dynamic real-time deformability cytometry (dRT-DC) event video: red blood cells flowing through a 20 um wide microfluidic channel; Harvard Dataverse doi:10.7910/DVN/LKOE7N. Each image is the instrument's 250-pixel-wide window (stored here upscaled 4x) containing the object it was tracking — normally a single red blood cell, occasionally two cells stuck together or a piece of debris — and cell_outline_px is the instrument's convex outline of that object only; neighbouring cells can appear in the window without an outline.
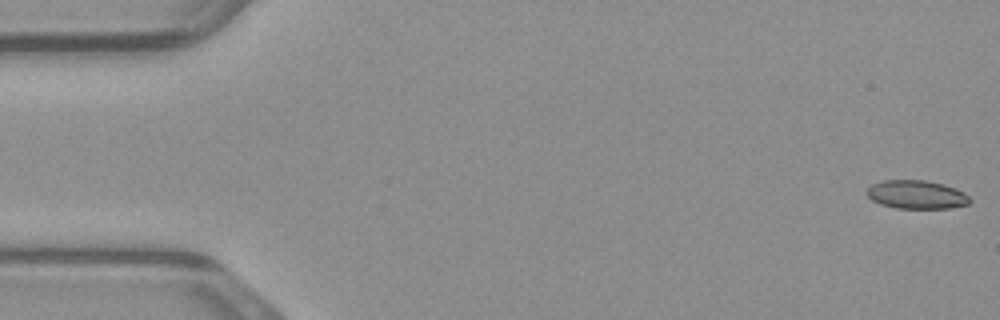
{"species": "common noctule bat (a hibernating species)", "species_latin": "Nyctalus noctula", "temperature_condition": "warm", "stored_images_in_passage": 48, "camera_frame_rate_fps": 3000, "um_per_image_px": 0.085, "animal": {"sex": "male", "body_mass_g": 23.1, "forearm_length_mm": 52.7}, "frame": {"image": 1, "passage_image": 1, "time_ms": 0.0, "image_size_px": [1000, 320], "cell_outline_px": [[972, 200], [968, 204], [948, 208], [896, 208], [880, 204], [872, 200], [864, 192], [872, 184], [884, 180], [928, 180], [944, 184], [964, 192]], "centroid_in_image_um": [77.89, 16.53], "position_along_channel_um": 7.1, "area_um2": 17.17}}
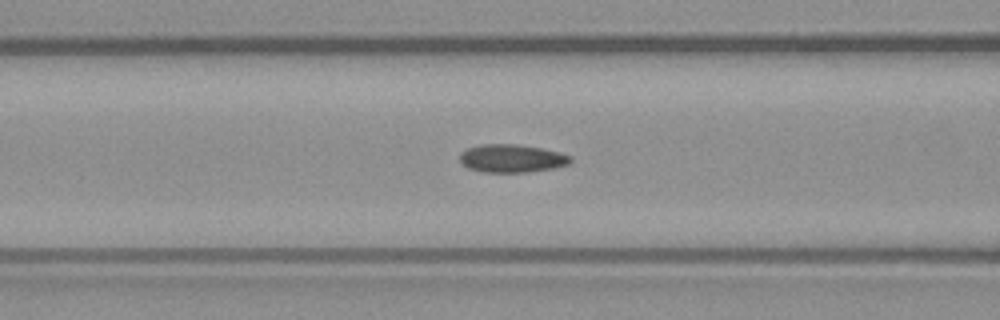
{"frame": {"image": 2, "passage_image": 19, "time_ms": 6.0, "image_size_px": [1000, 320], "cell_outline_px": [[572, 160], [568, 164], [552, 168], [528, 172], [484, 172], [468, 168], [460, 160], [460, 152], [468, 148], [480, 144], [516, 144], [540, 148], [560, 152], [572, 156]], "centroid_in_image_um": [43.5, 13.46], "position_along_channel_um": 123.1, "area_um2": 18.03}}
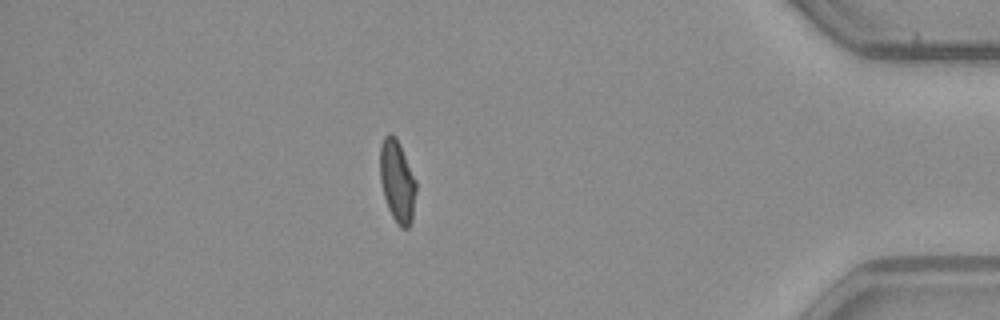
{"frame": {"image": 3, "passage_image": 42, "time_ms": 13.667, "image_size_px": [1000, 320], "cell_outline_px": [[416, 192], [412, 220], [408, 228], [400, 228], [396, 224], [388, 208], [384, 196], [380, 180], [380, 148], [384, 136], [388, 132], [396, 136], [400, 144], [416, 180]], "centroid_in_image_um": [33.76, 15.4], "position_along_channel_um": 401.4, "area_um2": 17.4}}